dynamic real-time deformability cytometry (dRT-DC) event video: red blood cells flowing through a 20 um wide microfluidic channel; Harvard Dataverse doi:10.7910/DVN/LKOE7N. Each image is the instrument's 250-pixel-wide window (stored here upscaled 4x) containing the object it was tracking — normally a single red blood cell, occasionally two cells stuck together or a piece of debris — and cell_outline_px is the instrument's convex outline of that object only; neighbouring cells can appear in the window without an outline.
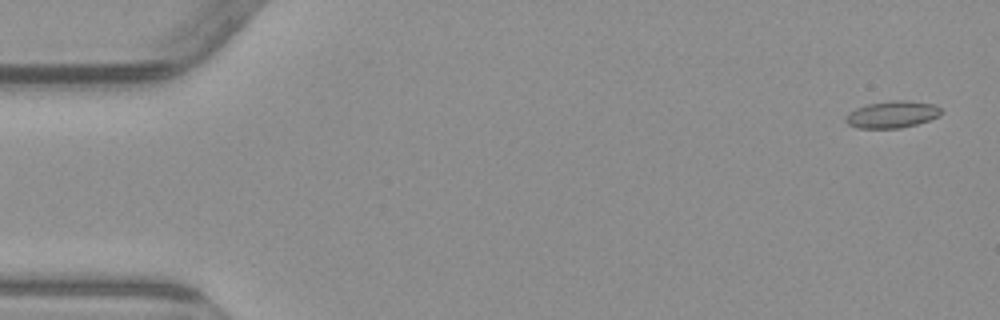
{"species": "common noctule bat (a hibernating species)", "species_latin": "Nyctalus noctula", "temperature_condition": "warm", "stored_images_in_passage": 3, "camera_frame_rate_fps": 3000, "um_per_image_px": 0.085, "animal": {"sex": "male", "body_mass_g": 23.1, "forearm_length_mm": 52.7}, "frame": {"image": 1, "passage_image": 1, "time_ms": 0.0, "image_size_px": [1000, 320], "cell_outline_px": [[940, 116], [916, 124], [900, 128], [856, 128], [848, 124], [844, 120], [844, 116], [848, 112], [856, 108], [868, 104], [888, 100], [908, 100], [936, 104], [940, 108]], "centroid_in_image_um": [75.8, 9.72], "position_along_channel_um": 9.2, "area_um2": 15.14}}